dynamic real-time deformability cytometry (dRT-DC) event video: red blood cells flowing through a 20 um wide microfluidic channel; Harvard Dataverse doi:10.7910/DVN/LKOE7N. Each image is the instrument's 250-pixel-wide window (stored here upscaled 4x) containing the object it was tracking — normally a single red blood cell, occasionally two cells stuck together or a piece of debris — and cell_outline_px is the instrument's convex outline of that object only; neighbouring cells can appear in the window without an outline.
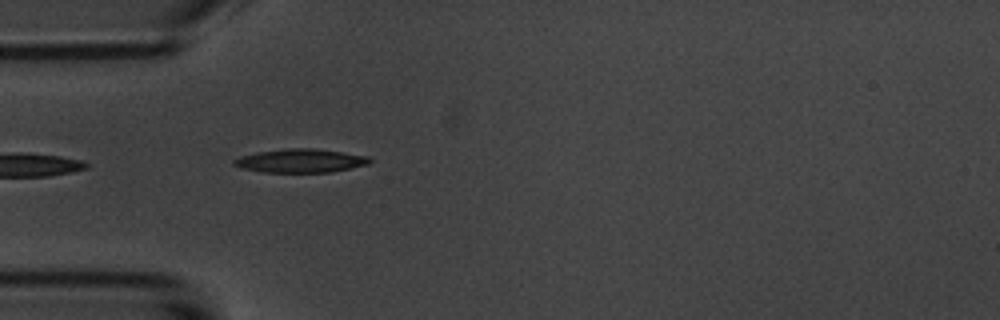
{"species": "common noctule bat (a hibernating species)", "species_latin": "Nyctalus noctula", "temperature_condition": "room temperature", "stored_images_in_passage": 1, "camera_frame_rate_fps": 3000, "um_per_image_px": 0.085, "animal": {"sex": "male", "body_mass_g": 20.1, "forearm_length_mm": 53.5}, "frame": {"image": 1, "passage_image": 1, "time_ms": 0.0, "image_size_px": [1000, 320], "cell_outline_px": [[372, 160], [368, 164], [332, 172], [264, 172], [240, 168], [232, 164], [232, 160], [240, 156], [256, 152], [288, 148], [316, 148], [368, 156]], "centroid_in_image_um": [25.51, 13.66], "position_along_channel_um": 59.5, "area_um2": 18.73}}